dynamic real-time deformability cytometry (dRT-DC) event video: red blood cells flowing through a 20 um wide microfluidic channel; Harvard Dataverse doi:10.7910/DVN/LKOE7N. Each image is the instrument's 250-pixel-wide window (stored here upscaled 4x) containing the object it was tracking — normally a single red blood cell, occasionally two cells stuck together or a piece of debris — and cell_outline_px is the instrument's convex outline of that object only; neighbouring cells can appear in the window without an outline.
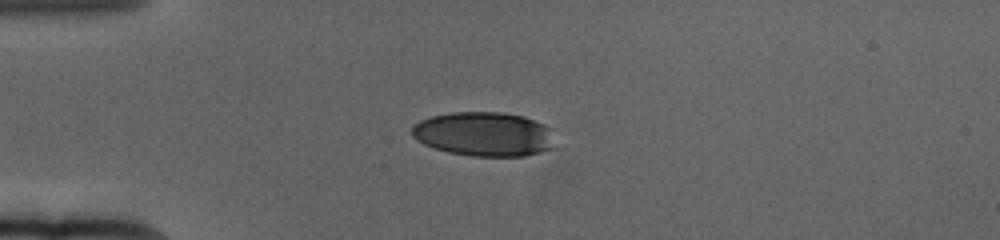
{"species": "human", "species_latin": "Homo sapiens", "temperature_condition": "cold", "stored_images_in_passage": 46, "camera_frame_rate_fps": 3000, "um_per_image_px": 0.085, "donor": {"sex": "female"}, "frame": {"image": 1, "passage_image": 1, "time_ms": 0.0, "image_size_px": [1000, 240], "cell_outline_px": [[556, 148], [524, 156], [472, 156], [448, 152], [424, 144], [412, 136], [412, 124], [420, 120], [432, 116], [452, 112], [504, 112], [524, 116], [544, 124], [552, 128]], "centroid_in_image_um": [41.19, 11.39], "position_along_channel_um": 43.8, "area_um2": 37.34}}
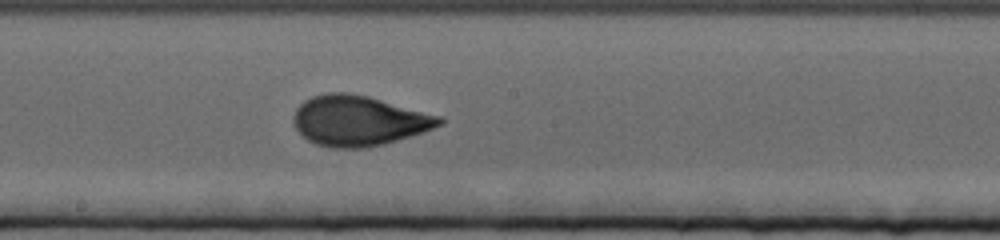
{"frame": {"image": 2, "passage_image": 19, "time_ms": 6.0, "image_size_px": [1000, 240], "cell_outline_px": [[444, 120], [440, 124], [424, 132], [384, 144], [368, 148], [332, 148], [316, 144], [308, 140], [296, 128], [292, 120], [292, 116], [296, 108], [304, 100], [312, 96], [328, 92], [348, 92], [368, 96], [440, 116]], "centroid_in_image_um": [30.45, 10.26], "position_along_channel_um": 217.7, "area_um2": 42.66}}
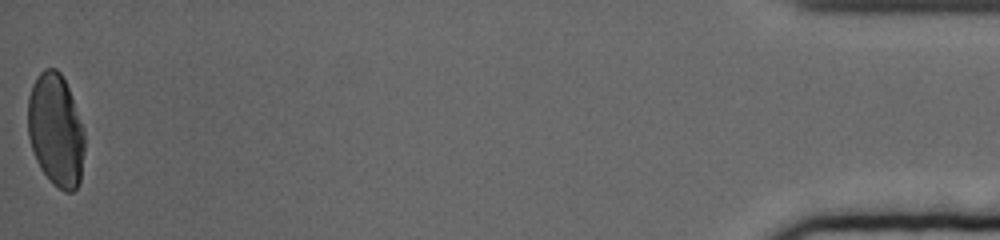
{"frame": {"image": 3, "passage_image": 46, "time_ms": 15.0, "image_size_px": [1000, 240], "cell_outline_px": [[84, 152], [80, 180], [76, 188], [72, 192], [64, 192], [52, 184], [40, 168], [36, 160], [28, 136], [28, 96], [32, 84], [36, 76], [44, 68], [56, 68], [60, 72], [68, 88], [84, 132]], "centroid_in_image_um": [4.72, 11.07], "position_along_channel_um": 430.5, "area_um2": 37.22}, "authors_computed_cell_mechanics": {"area_um2": 40.4889, "velocity_mm_per_s": 3.3499, "shape_relaxation_time_tau1_ms": 5.2257, "shape_relaxation_time_tau2_ms": null, "deformation_change_tau1": 0.1865, "deformation_change_tau2": null}}